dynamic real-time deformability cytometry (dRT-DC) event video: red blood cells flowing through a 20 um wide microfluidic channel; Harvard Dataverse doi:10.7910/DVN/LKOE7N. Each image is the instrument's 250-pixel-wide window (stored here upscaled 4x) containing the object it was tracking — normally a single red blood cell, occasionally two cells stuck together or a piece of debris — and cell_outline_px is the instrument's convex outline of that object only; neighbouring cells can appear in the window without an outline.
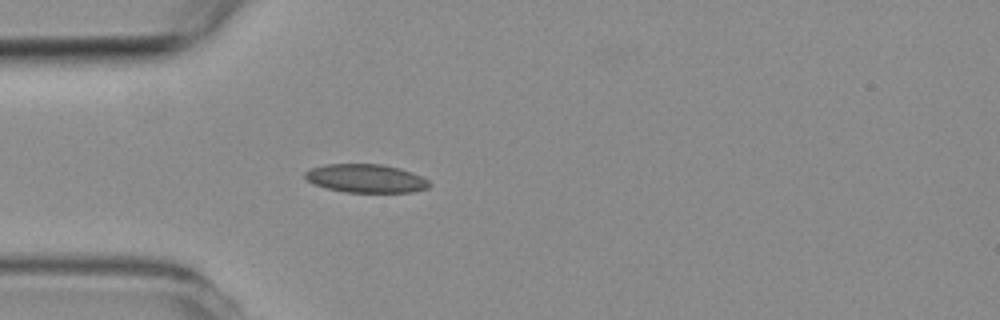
{"species": "common noctule bat (a hibernating species)", "species_latin": "Nyctalus noctula", "temperature_condition": "room temperature", "stored_images_in_passage": 4, "camera_frame_rate_fps": 3000, "um_per_image_px": 0.085, "animal": {"sex": "female", "body_mass_g": 19.3, "forearm_length_mm": 54.1}, "frame": {"image": 1, "passage_image": 4, "time_ms": 3.667, "image_size_px": [1000, 320], "cell_outline_px": [[432, 184], [428, 188], [412, 192], [344, 192], [328, 188], [316, 184], [308, 180], [304, 176], [304, 172], [312, 168], [324, 164], [380, 164], [400, 168], [412, 172], [428, 180]], "centroid_in_image_um": [31.13, 15.16], "position_along_channel_um": 53.9, "area_um2": 20.52}}